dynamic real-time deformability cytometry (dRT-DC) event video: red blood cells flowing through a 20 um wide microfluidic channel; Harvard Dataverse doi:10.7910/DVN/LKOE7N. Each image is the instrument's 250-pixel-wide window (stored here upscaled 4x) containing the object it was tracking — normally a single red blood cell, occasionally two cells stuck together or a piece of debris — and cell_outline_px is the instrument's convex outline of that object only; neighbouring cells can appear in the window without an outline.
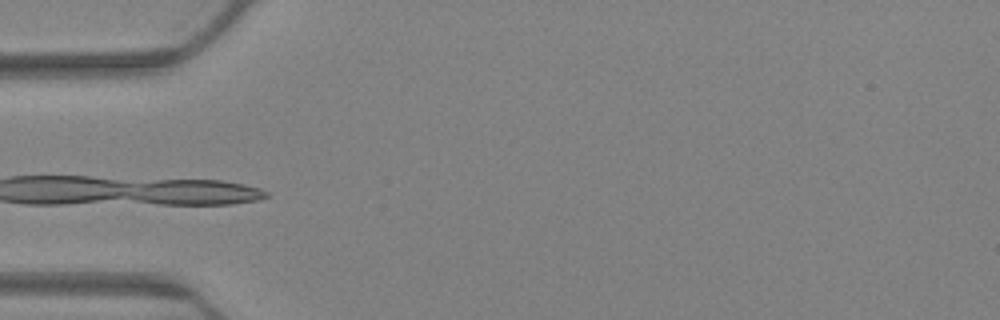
{"species": "Egyptian fruit bat (a non-hibernating species)", "species_latin": "Rousettus aegyptiacus", "temperature_condition": "warm", "stored_images_in_passage": 1, "camera_frame_rate_fps": 3000, "um_per_image_px": 0.085, "animal": {"sex": "female"}, "frame": {"image": 1, "passage_image": 1, "time_ms": 0.0, "image_size_px": [1000, 320], "cell_outline_px": [[284, 288], [268, 288], [216, 252], [204, 236], [204, 228], [208, 228], [220, 232], [228, 236], [264, 264], [284, 280]], "centroid_in_image_um": [20.64, 22.02], "position_along_channel_um": 64.4, "area_um2": 11.5}}